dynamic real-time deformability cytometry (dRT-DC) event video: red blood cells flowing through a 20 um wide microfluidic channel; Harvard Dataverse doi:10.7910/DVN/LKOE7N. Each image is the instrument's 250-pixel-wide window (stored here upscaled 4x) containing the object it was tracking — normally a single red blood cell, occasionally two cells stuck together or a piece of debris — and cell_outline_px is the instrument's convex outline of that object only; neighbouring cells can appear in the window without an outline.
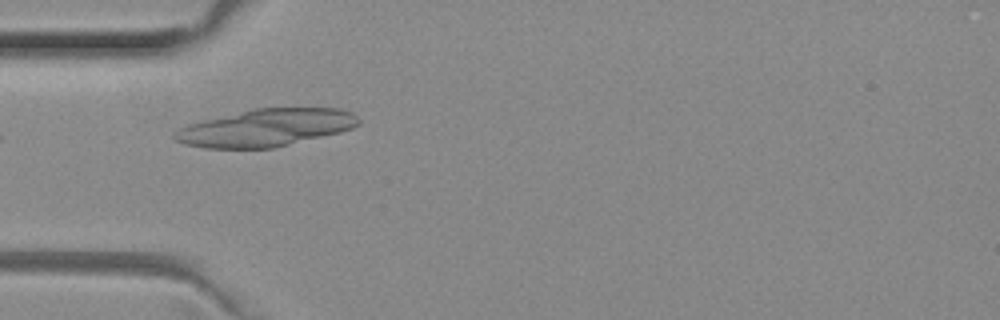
{"species": "common noctule bat (a hibernating species)", "species_latin": "Nyctalus noctula", "temperature_condition": "room temperature", "stored_images_in_passage": 4, "segment_of_instrument_passage": [1, 2], "camera_frame_rate_fps": 3000, "um_per_image_px": 0.085, "animal": {"sex": "female", "body_mass_g": 29.2, "forearm_length_mm": 56.3}, "frame": {"image": 1, "passage_image": 1, "time_ms": 0.0, "image_size_px": [1000, 320], "cell_outline_px": [[360, 124], [352, 128], [340, 132], [272, 148], [204, 148], [184, 144], [176, 140], [172, 136], [172, 132], [176, 128], [188, 124], [204, 120], [256, 108], [340, 108], [352, 112], [360, 120]], "centroid_in_image_um": [22.58, 10.86], "position_along_channel_um": 62.4, "area_um2": 39.94}}